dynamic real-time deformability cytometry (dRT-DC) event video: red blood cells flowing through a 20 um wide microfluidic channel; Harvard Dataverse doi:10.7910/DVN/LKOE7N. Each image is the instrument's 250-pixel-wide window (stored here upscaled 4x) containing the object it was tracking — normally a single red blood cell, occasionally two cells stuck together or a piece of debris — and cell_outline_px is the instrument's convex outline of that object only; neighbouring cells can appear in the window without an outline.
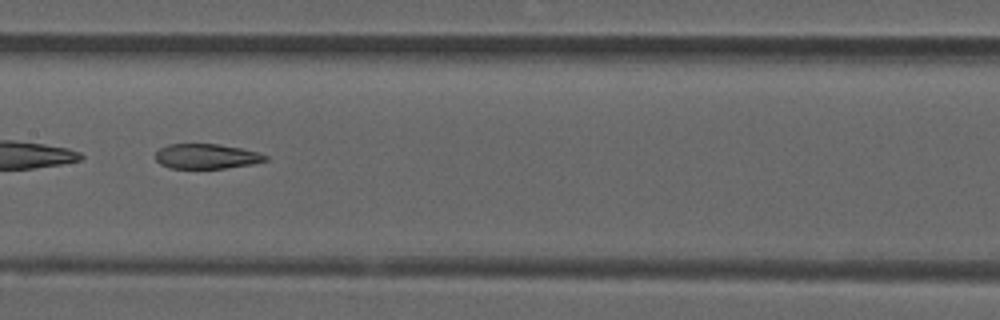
{"species": "common noctule bat (a hibernating species)", "species_latin": "Nyctalus noctula", "temperature_condition": "room temperature", "stored_images_in_passage": 36, "camera_frame_rate_fps": 3000, "um_per_image_px": 0.085, "animal": {"sex": "male", "forearm_length_mm": 52.5}, "frame": {"image": 1, "passage_image": 11, "time_ms": 3.333, "image_size_px": [1000, 320], "cell_outline_px": [[268, 160], [252, 164], [224, 168], [172, 168], [160, 164], [156, 160], [156, 152], [160, 148], [168, 144], [216, 144], [240, 148], [260, 152], [268, 156]], "centroid_in_image_um": [17.57, 13.28], "position_along_channel_um": 189.8, "area_um2": 15.9}, "authors_computed_cell_mechanics": {"area_um2": 17.051, "velocity_mm_per_s": 3.8918, "shape_relaxation_time_tau1_ms": null, "shape_relaxation_time_tau2_ms": 4.2443, "deformation_change_tau1": null, "deformation_change_tau2": 0.1438}}